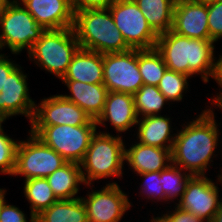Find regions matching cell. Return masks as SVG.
Returning a JSON list of instances; mask_svg holds the SVG:
<instances>
[{
	"mask_svg": "<svg viewBox=\"0 0 222 222\" xmlns=\"http://www.w3.org/2000/svg\"><path fill=\"white\" fill-rule=\"evenodd\" d=\"M189 123L175 134L172 164L188 170L192 176H205L219 141L214 112L211 108L203 110L196 120Z\"/></svg>",
	"mask_w": 222,
	"mask_h": 222,
	"instance_id": "obj_1",
	"label": "cell"
},
{
	"mask_svg": "<svg viewBox=\"0 0 222 222\" xmlns=\"http://www.w3.org/2000/svg\"><path fill=\"white\" fill-rule=\"evenodd\" d=\"M214 41L188 38L169 30L158 36L156 50L169 70L188 75L201 74L204 83L215 75Z\"/></svg>",
	"mask_w": 222,
	"mask_h": 222,
	"instance_id": "obj_2",
	"label": "cell"
},
{
	"mask_svg": "<svg viewBox=\"0 0 222 222\" xmlns=\"http://www.w3.org/2000/svg\"><path fill=\"white\" fill-rule=\"evenodd\" d=\"M73 29L82 49L101 54L125 52L131 49L116 27L108 8L75 12Z\"/></svg>",
	"mask_w": 222,
	"mask_h": 222,
	"instance_id": "obj_3",
	"label": "cell"
},
{
	"mask_svg": "<svg viewBox=\"0 0 222 222\" xmlns=\"http://www.w3.org/2000/svg\"><path fill=\"white\" fill-rule=\"evenodd\" d=\"M125 145L121 136H112L109 133L93 135L88 150L80 166L85 184L91 186L93 180L122 176L125 160Z\"/></svg>",
	"mask_w": 222,
	"mask_h": 222,
	"instance_id": "obj_4",
	"label": "cell"
},
{
	"mask_svg": "<svg viewBox=\"0 0 222 222\" xmlns=\"http://www.w3.org/2000/svg\"><path fill=\"white\" fill-rule=\"evenodd\" d=\"M79 48L73 27L49 29L33 44L28 55L46 71L61 79Z\"/></svg>",
	"mask_w": 222,
	"mask_h": 222,
	"instance_id": "obj_5",
	"label": "cell"
},
{
	"mask_svg": "<svg viewBox=\"0 0 222 222\" xmlns=\"http://www.w3.org/2000/svg\"><path fill=\"white\" fill-rule=\"evenodd\" d=\"M18 0H8L0 5V41L2 47L8 46L13 54L23 49L29 51L45 29Z\"/></svg>",
	"mask_w": 222,
	"mask_h": 222,
	"instance_id": "obj_6",
	"label": "cell"
},
{
	"mask_svg": "<svg viewBox=\"0 0 222 222\" xmlns=\"http://www.w3.org/2000/svg\"><path fill=\"white\" fill-rule=\"evenodd\" d=\"M97 125L31 126L30 132L60 154L66 162L81 163Z\"/></svg>",
	"mask_w": 222,
	"mask_h": 222,
	"instance_id": "obj_7",
	"label": "cell"
},
{
	"mask_svg": "<svg viewBox=\"0 0 222 222\" xmlns=\"http://www.w3.org/2000/svg\"><path fill=\"white\" fill-rule=\"evenodd\" d=\"M108 10L131 49L155 48L159 35L147 23L134 0H114Z\"/></svg>",
	"mask_w": 222,
	"mask_h": 222,
	"instance_id": "obj_8",
	"label": "cell"
},
{
	"mask_svg": "<svg viewBox=\"0 0 222 222\" xmlns=\"http://www.w3.org/2000/svg\"><path fill=\"white\" fill-rule=\"evenodd\" d=\"M29 135L27 141H19L13 175H24L25 180L46 178L66 163L60 154L37 136Z\"/></svg>",
	"mask_w": 222,
	"mask_h": 222,
	"instance_id": "obj_9",
	"label": "cell"
},
{
	"mask_svg": "<svg viewBox=\"0 0 222 222\" xmlns=\"http://www.w3.org/2000/svg\"><path fill=\"white\" fill-rule=\"evenodd\" d=\"M103 74L108 92L134 95L143 85L138 69V49L103 54Z\"/></svg>",
	"mask_w": 222,
	"mask_h": 222,
	"instance_id": "obj_10",
	"label": "cell"
},
{
	"mask_svg": "<svg viewBox=\"0 0 222 222\" xmlns=\"http://www.w3.org/2000/svg\"><path fill=\"white\" fill-rule=\"evenodd\" d=\"M53 125H96V120L78 105L68 101L62 95H54L42 99L40 105L35 106L31 126Z\"/></svg>",
	"mask_w": 222,
	"mask_h": 222,
	"instance_id": "obj_11",
	"label": "cell"
},
{
	"mask_svg": "<svg viewBox=\"0 0 222 222\" xmlns=\"http://www.w3.org/2000/svg\"><path fill=\"white\" fill-rule=\"evenodd\" d=\"M219 188L206 176H191L177 206L193 213L203 221L211 222L222 204Z\"/></svg>",
	"mask_w": 222,
	"mask_h": 222,
	"instance_id": "obj_12",
	"label": "cell"
},
{
	"mask_svg": "<svg viewBox=\"0 0 222 222\" xmlns=\"http://www.w3.org/2000/svg\"><path fill=\"white\" fill-rule=\"evenodd\" d=\"M87 212L88 222H119L124 212L130 209L128 196L117 183L106 184L101 190L81 198Z\"/></svg>",
	"mask_w": 222,
	"mask_h": 222,
	"instance_id": "obj_13",
	"label": "cell"
},
{
	"mask_svg": "<svg viewBox=\"0 0 222 222\" xmlns=\"http://www.w3.org/2000/svg\"><path fill=\"white\" fill-rule=\"evenodd\" d=\"M22 67H16L7 77L6 84L0 92V109L8 117L23 114L33 119L35 112V101L29 98L27 75L21 70Z\"/></svg>",
	"mask_w": 222,
	"mask_h": 222,
	"instance_id": "obj_14",
	"label": "cell"
},
{
	"mask_svg": "<svg viewBox=\"0 0 222 222\" xmlns=\"http://www.w3.org/2000/svg\"><path fill=\"white\" fill-rule=\"evenodd\" d=\"M172 31L188 38L210 40L208 4L196 1L175 4Z\"/></svg>",
	"mask_w": 222,
	"mask_h": 222,
	"instance_id": "obj_15",
	"label": "cell"
},
{
	"mask_svg": "<svg viewBox=\"0 0 222 222\" xmlns=\"http://www.w3.org/2000/svg\"><path fill=\"white\" fill-rule=\"evenodd\" d=\"M21 6L45 30L73 27L74 10L71 0H20Z\"/></svg>",
	"mask_w": 222,
	"mask_h": 222,
	"instance_id": "obj_16",
	"label": "cell"
},
{
	"mask_svg": "<svg viewBox=\"0 0 222 222\" xmlns=\"http://www.w3.org/2000/svg\"><path fill=\"white\" fill-rule=\"evenodd\" d=\"M138 120L133 95L122 92H108L104 110L96 120V125L105 126L104 122L109 121L117 132H125L130 127L137 125Z\"/></svg>",
	"mask_w": 222,
	"mask_h": 222,
	"instance_id": "obj_17",
	"label": "cell"
},
{
	"mask_svg": "<svg viewBox=\"0 0 222 222\" xmlns=\"http://www.w3.org/2000/svg\"><path fill=\"white\" fill-rule=\"evenodd\" d=\"M172 149L136 143L125 148V160L135 173L160 172L172 163ZM168 163V164H167Z\"/></svg>",
	"mask_w": 222,
	"mask_h": 222,
	"instance_id": "obj_18",
	"label": "cell"
},
{
	"mask_svg": "<svg viewBox=\"0 0 222 222\" xmlns=\"http://www.w3.org/2000/svg\"><path fill=\"white\" fill-rule=\"evenodd\" d=\"M62 81H80L89 84L103 83V54L79 48Z\"/></svg>",
	"mask_w": 222,
	"mask_h": 222,
	"instance_id": "obj_19",
	"label": "cell"
},
{
	"mask_svg": "<svg viewBox=\"0 0 222 222\" xmlns=\"http://www.w3.org/2000/svg\"><path fill=\"white\" fill-rule=\"evenodd\" d=\"M71 95H62L82 108L93 120L102 114L108 93L103 83L89 84L80 81H63Z\"/></svg>",
	"mask_w": 222,
	"mask_h": 222,
	"instance_id": "obj_20",
	"label": "cell"
},
{
	"mask_svg": "<svg viewBox=\"0 0 222 222\" xmlns=\"http://www.w3.org/2000/svg\"><path fill=\"white\" fill-rule=\"evenodd\" d=\"M141 118L137 121L139 143L163 149L173 148L176 135L170 134V118L159 116V114Z\"/></svg>",
	"mask_w": 222,
	"mask_h": 222,
	"instance_id": "obj_21",
	"label": "cell"
},
{
	"mask_svg": "<svg viewBox=\"0 0 222 222\" xmlns=\"http://www.w3.org/2000/svg\"><path fill=\"white\" fill-rule=\"evenodd\" d=\"M46 179L57 199H76L74 197L79 191V184L85 183L82 168L75 162H66Z\"/></svg>",
	"mask_w": 222,
	"mask_h": 222,
	"instance_id": "obj_22",
	"label": "cell"
},
{
	"mask_svg": "<svg viewBox=\"0 0 222 222\" xmlns=\"http://www.w3.org/2000/svg\"><path fill=\"white\" fill-rule=\"evenodd\" d=\"M35 222H88L85 205L80 197L58 199L35 217Z\"/></svg>",
	"mask_w": 222,
	"mask_h": 222,
	"instance_id": "obj_23",
	"label": "cell"
},
{
	"mask_svg": "<svg viewBox=\"0 0 222 222\" xmlns=\"http://www.w3.org/2000/svg\"><path fill=\"white\" fill-rule=\"evenodd\" d=\"M147 23L158 34L172 30L175 4L171 0H134Z\"/></svg>",
	"mask_w": 222,
	"mask_h": 222,
	"instance_id": "obj_24",
	"label": "cell"
},
{
	"mask_svg": "<svg viewBox=\"0 0 222 222\" xmlns=\"http://www.w3.org/2000/svg\"><path fill=\"white\" fill-rule=\"evenodd\" d=\"M24 194L31 203V217H36L58 200L46 178L25 180Z\"/></svg>",
	"mask_w": 222,
	"mask_h": 222,
	"instance_id": "obj_25",
	"label": "cell"
},
{
	"mask_svg": "<svg viewBox=\"0 0 222 222\" xmlns=\"http://www.w3.org/2000/svg\"><path fill=\"white\" fill-rule=\"evenodd\" d=\"M138 69L144 85L157 86L168 69L161 54L153 49H138Z\"/></svg>",
	"mask_w": 222,
	"mask_h": 222,
	"instance_id": "obj_26",
	"label": "cell"
},
{
	"mask_svg": "<svg viewBox=\"0 0 222 222\" xmlns=\"http://www.w3.org/2000/svg\"><path fill=\"white\" fill-rule=\"evenodd\" d=\"M137 115L142 117L158 115L163 106L168 102L157 86L142 85L133 95Z\"/></svg>",
	"mask_w": 222,
	"mask_h": 222,
	"instance_id": "obj_27",
	"label": "cell"
},
{
	"mask_svg": "<svg viewBox=\"0 0 222 222\" xmlns=\"http://www.w3.org/2000/svg\"><path fill=\"white\" fill-rule=\"evenodd\" d=\"M182 170V168L171 163L166 169L160 171L161 184L166 201L169 199L172 200V198L174 199L179 195L181 199L183 196L187 181L192 175L189 173L186 174V172L182 174Z\"/></svg>",
	"mask_w": 222,
	"mask_h": 222,
	"instance_id": "obj_28",
	"label": "cell"
},
{
	"mask_svg": "<svg viewBox=\"0 0 222 222\" xmlns=\"http://www.w3.org/2000/svg\"><path fill=\"white\" fill-rule=\"evenodd\" d=\"M188 75L167 69L157 87L168 101H181L188 88Z\"/></svg>",
	"mask_w": 222,
	"mask_h": 222,
	"instance_id": "obj_29",
	"label": "cell"
},
{
	"mask_svg": "<svg viewBox=\"0 0 222 222\" xmlns=\"http://www.w3.org/2000/svg\"><path fill=\"white\" fill-rule=\"evenodd\" d=\"M4 134L0 128V173L13 175L19 142Z\"/></svg>",
	"mask_w": 222,
	"mask_h": 222,
	"instance_id": "obj_30",
	"label": "cell"
},
{
	"mask_svg": "<svg viewBox=\"0 0 222 222\" xmlns=\"http://www.w3.org/2000/svg\"><path fill=\"white\" fill-rule=\"evenodd\" d=\"M208 28L211 41L222 38V0L208 4Z\"/></svg>",
	"mask_w": 222,
	"mask_h": 222,
	"instance_id": "obj_31",
	"label": "cell"
},
{
	"mask_svg": "<svg viewBox=\"0 0 222 222\" xmlns=\"http://www.w3.org/2000/svg\"><path fill=\"white\" fill-rule=\"evenodd\" d=\"M139 176L145 178L144 180L145 182L143 183L144 186L142 187L141 192L145 194L148 192L147 193L148 199L156 198L158 199V201L161 199L166 200V196L162 189L160 172L141 173L139 174Z\"/></svg>",
	"mask_w": 222,
	"mask_h": 222,
	"instance_id": "obj_32",
	"label": "cell"
},
{
	"mask_svg": "<svg viewBox=\"0 0 222 222\" xmlns=\"http://www.w3.org/2000/svg\"><path fill=\"white\" fill-rule=\"evenodd\" d=\"M25 214L16 206L3 204L0 213V222H27ZM30 222H35V217H31Z\"/></svg>",
	"mask_w": 222,
	"mask_h": 222,
	"instance_id": "obj_33",
	"label": "cell"
},
{
	"mask_svg": "<svg viewBox=\"0 0 222 222\" xmlns=\"http://www.w3.org/2000/svg\"><path fill=\"white\" fill-rule=\"evenodd\" d=\"M114 0H71L74 13L86 9H107Z\"/></svg>",
	"mask_w": 222,
	"mask_h": 222,
	"instance_id": "obj_34",
	"label": "cell"
},
{
	"mask_svg": "<svg viewBox=\"0 0 222 222\" xmlns=\"http://www.w3.org/2000/svg\"><path fill=\"white\" fill-rule=\"evenodd\" d=\"M173 213H166L163 216L168 222H204L199 217L195 216L193 213L180 209L175 206Z\"/></svg>",
	"mask_w": 222,
	"mask_h": 222,
	"instance_id": "obj_35",
	"label": "cell"
},
{
	"mask_svg": "<svg viewBox=\"0 0 222 222\" xmlns=\"http://www.w3.org/2000/svg\"><path fill=\"white\" fill-rule=\"evenodd\" d=\"M19 65L11 62L7 57H0V92L3 89V86L6 84L8 75Z\"/></svg>",
	"mask_w": 222,
	"mask_h": 222,
	"instance_id": "obj_36",
	"label": "cell"
},
{
	"mask_svg": "<svg viewBox=\"0 0 222 222\" xmlns=\"http://www.w3.org/2000/svg\"><path fill=\"white\" fill-rule=\"evenodd\" d=\"M215 81H217L218 86L222 87V55L216 61V69L214 75ZM212 104L219 106L222 103V91L216 96V98L212 99Z\"/></svg>",
	"mask_w": 222,
	"mask_h": 222,
	"instance_id": "obj_37",
	"label": "cell"
},
{
	"mask_svg": "<svg viewBox=\"0 0 222 222\" xmlns=\"http://www.w3.org/2000/svg\"><path fill=\"white\" fill-rule=\"evenodd\" d=\"M211 222H222V204L220 205L218 211L215 213Z\"/></svg>",
	"mask_w": 222,
	"mask_h": 222,
	"instance_id": "obj_38",
	"label": "cell"
},
{
	"mask_svg": "<svg viewBox=\"0 0 222 222\" xmlns=\"http://www.w3.org/2000/svg\"><path fill=\"white\" fill-rule=\"evenodd\" d=\"M5 194H6L5 189H0V213H1V208H2L3 204L6 202L5 201Z\"/></svg>",
	"mask_w": 222,
	"mask_h": 222,
	"instance_id": "obj_39",
	"label": "cell"
},
{
	"mask_svg": "<svg viewBox=\"0 0 222 222\" xmlns=\"http://www.w3.org/2000/svg\"><path fill=\"white\" fill-rule=\"evenodd\" d=\"M7 118H9V117L7 116V114H6L3 110L0 109V128H2V123H3Z\"/></svg>",
	"mask_w": 222,
	"mask_h": 222,
	"instance_id": "obj_40",
	"label": "cell"
},
{
	"mask_svg": "<svg viewBox=\"0 0 222 222\" xmlns=\"http://www.w3.org/2000/svg\"><path fill=\"white\" fill-rule=\"evenodd\" d=\"M151 222H168L167 219L164 216H160V217H154L153 219H151Z\"/></svg>",
	"mask_w": 222,
	"mask_h": 222,
	"instance_id": "obj_41",
	"label": "cell"
},
{
	"mask_svg": "<svg viewBox=\"0 0 222 222\" xmlns=\"http://www.w3.org/2000/svg\"><path fill=\"white\" fill-rule=\"evenodd\" d=\"M194 1L204 3V4H209V3L220 1V0H194Z\"/></svg>",
	"mask_w": 222,
	"mask_h": 222,
	"instance_id": "obj_42",
	"label": "cell"
},
{
	"mask_svg": "<svg viewBox=\"0 0 222 222\" xmlns=\"http://www.w3.org/2000/svg\"><path fill=\"white\" fill-rule=\"evenodd\" d=\"M174 4L180 3V2H188V1H194V0H171Z\"/></svg>",
	"mask_w": 222,
	"mask_h": 222,
	"instance_id": "obj_43",
	"label": "cell"
},
{
	"mask_svg": "<svg viewBox=\"0 0 222 222\" xmlns=\"http://www.w3.org/2000/svg\"><path fill=\"white\" fill-rule=\"evenodd\" d=\"M8 0H0V5H2L3 3H5Z\"/></svg>",
	"mask_w": 222,
	"mask_h": 222,
	"instance_id": "obj_44",
	"label": "cell"
},
{
	"mask_svg": "<svg viewBox=\"0 0 222 222\" xmlns=\"http://www.w3.org/2000/svg\"><path fill=\"white\" fill-rule=\"evenodd\" d=\"M3 47H2V44H1V41H0V50L2 49ZM3 55L2 54H0V57H2Z\"/></svg>",
	"mask_w": 222,
	"mask_h": 222,
	"instance_id": "obj_45",
	"label": "cell"
},
{
	"mask_svg": "<svg viewBox=\"0 0 222 222\" xmlns=\"http://www.w3.org/2000/svg\"><path fill=\"white\" fill-rule=\"evenodd\" d=\"M221 173H222V172H221ZM219 177H220V181L222 182V174H221V175L219 174Z\"/></svg>",
	"mask_w": 222,
	"mask_h": 222,
	"instance_id": "obj_46",
	"label": "cell"
}]
</instances>
